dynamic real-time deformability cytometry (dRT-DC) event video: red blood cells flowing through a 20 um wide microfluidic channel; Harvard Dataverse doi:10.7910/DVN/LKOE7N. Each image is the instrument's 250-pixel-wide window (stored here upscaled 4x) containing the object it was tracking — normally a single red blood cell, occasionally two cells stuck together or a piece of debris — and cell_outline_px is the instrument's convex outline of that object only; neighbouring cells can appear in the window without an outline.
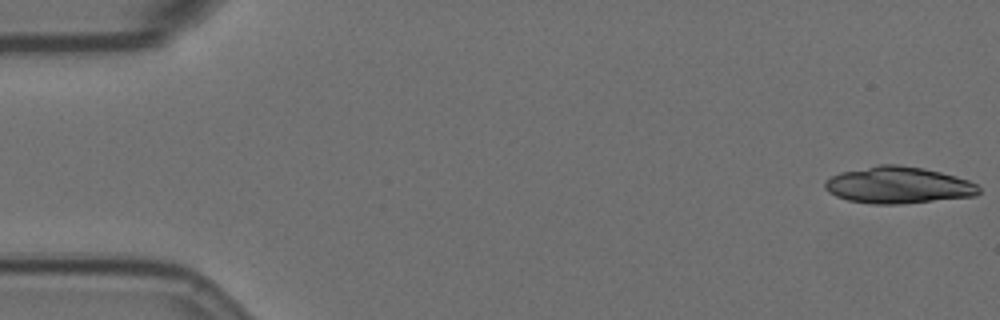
{"species": "Egyptian fruit bat (a non-hibernating species)", "species_latin": "Rousettus aegyptiacus", "temperature_condition": "room temperature", "stored_images_in_passage": 17, "camera_frame_rate_fps": 3000, "um_per_image_px": 0.085, "animal": {"sex": "female"}, "frame": {"image": 1, "passage_image": 1, "time_ms": 0.0, "image_size_px": [1000, 320], "cell_outline_px": [[980, 192], [976, 196], [900, 204], [872, 204], [848, 200], [836, 196], [828, 192], [824, 188], [824, 180], [840, 172], [880, 164], [896, 164], [924, 168], [956, 176], [968, 180], [976, 184], [980, 188]], "centroid_in_image_um": [76.34, 15.74], "position_along_channel_um": 8.7, "area_um2": 33.06}}